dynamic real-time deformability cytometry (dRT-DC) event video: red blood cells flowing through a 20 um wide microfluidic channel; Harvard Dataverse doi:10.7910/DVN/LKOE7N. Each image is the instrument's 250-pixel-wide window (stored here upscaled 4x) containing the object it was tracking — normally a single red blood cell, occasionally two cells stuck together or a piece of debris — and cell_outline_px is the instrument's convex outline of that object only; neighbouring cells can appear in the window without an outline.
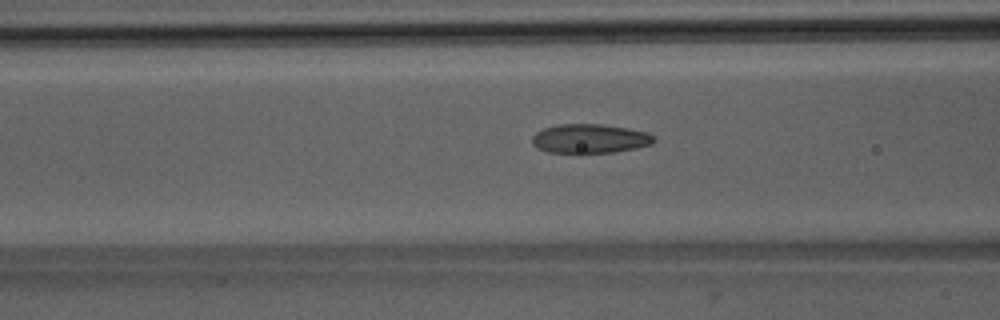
{"species": "Egyptian fruit bat (a non-hibernating species)", "species_latin": "Rousettus aegyptiacus", "temperature_condition": "room temperature", "stored_images_in_passage": 37, "camera_frame_rate_fps": 3000, "um_per_image_px": 0.085, "animal": {"sex": "male"}, "frame": {"image": 1, "passage_image": 16, "time_ms": 5.0, "image_size_px": [1000, 320], "cell_outline_px": [[656, 140], [652, 144], [636, 148], [616, 152], [576, 156], [548, 152], [536, 148], [532, 144], [532, 136], [536, 132], [544, 128], [560, 124], [600, 124], [628, 128], [648, 132]], "centroid_in_image_um": [50.1, 11.83], "position_along_channel_um": 116.5, "area_um2": 21.62}}